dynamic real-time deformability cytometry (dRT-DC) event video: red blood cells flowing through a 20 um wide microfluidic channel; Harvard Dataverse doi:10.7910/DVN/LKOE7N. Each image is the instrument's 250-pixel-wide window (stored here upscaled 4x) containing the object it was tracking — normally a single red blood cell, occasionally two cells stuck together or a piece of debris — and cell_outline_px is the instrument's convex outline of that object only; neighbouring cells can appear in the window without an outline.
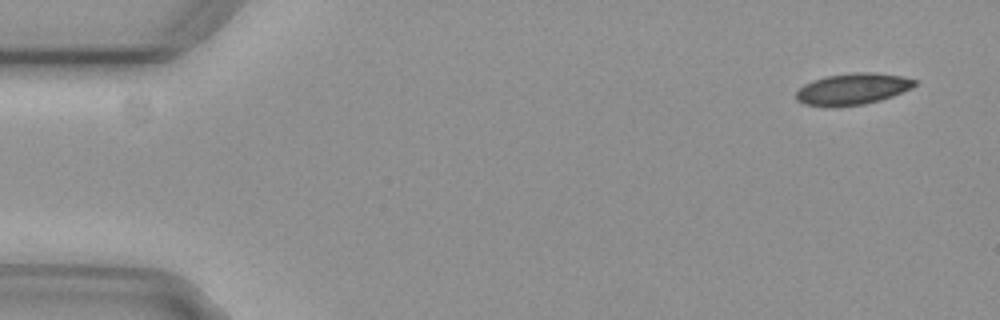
{"species": "common noctule bat (a hibernating species)", "species_latin": "Nyctalus noctula", "temperature_condition": "cold", "stored_images_in_passage": 6, "camera_frame_rate_fps": 3000, "um_per_image_px": 0.085, "animal": {"sex": "female", "body_mass_g": 29.2, "forearm_length_mm": 56.3}, "frame": {"image": 1, "passage_image": 1, "time_ms": 0.0, "image_size_px": [1000, 320], "cell_outline_px": [[920, 80], [912, 88], [892, 96], [880, 100], [864, 104], [804, 104], [796, 100], [796, 92], [804, 84], [812, 80], [824, 76], [852, 72], [872, 72], [904, 76]], "centroid_in_image_um": [72.54, 7.51], "position_along_channel_um": 12.5, "area_um2": 21.33}}
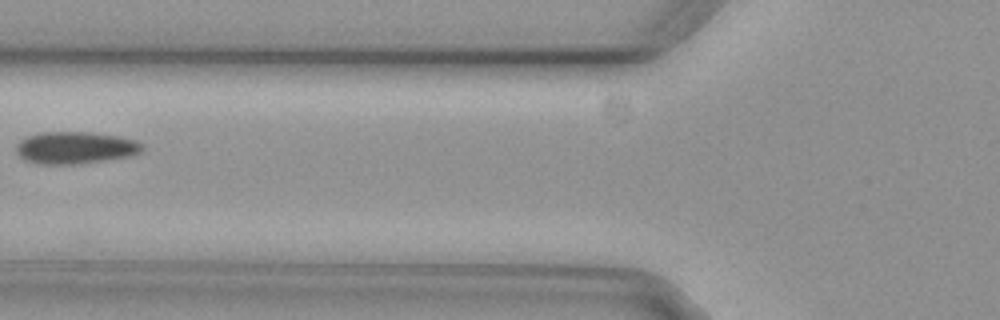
{"frame": {"image": 2, "passage_image": 6, "time_ms": 1.667, "image_size_px": [1000, 320], "cell_outline_px": [[144, 148], [140, 152], [124, 156], [104, 160], [76, 164], [36, 164], [24, 160], [16, 152], [16, 144], [20, 140], [28, 136], [40, 132], [92, 132], [120, 136], [136, 140], [144, 144]], "centroid_in_image_um": [6.37, 12.54], "position_along_channel_um": 119.4, "area_um2": 23.64}}